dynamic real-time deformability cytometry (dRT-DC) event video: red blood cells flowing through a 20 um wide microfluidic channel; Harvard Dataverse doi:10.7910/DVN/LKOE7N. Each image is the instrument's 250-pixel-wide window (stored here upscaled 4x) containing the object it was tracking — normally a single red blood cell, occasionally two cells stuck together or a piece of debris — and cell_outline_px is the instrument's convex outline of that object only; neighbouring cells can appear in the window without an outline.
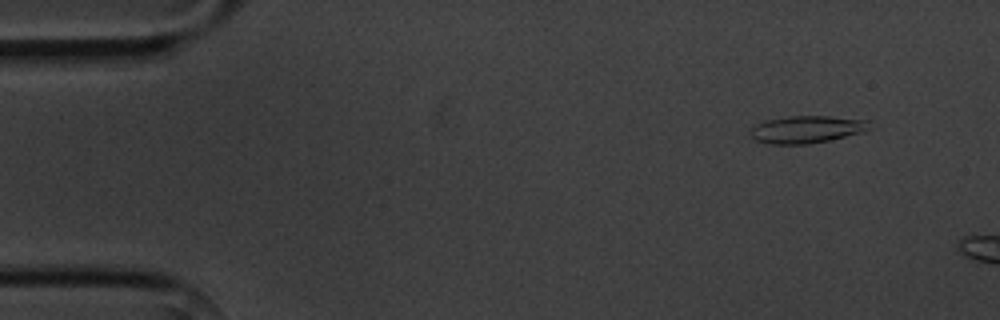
{"species": "common noctule bat (a hibernating species)", "species_latin": "Nyctalus noctula", "temperature_condition": "cold", "stored_images_in_passage": 3, "camera_frame_rate_fps": 3000, "um_per_image_px": 0.085, "animal": {"sex": "male", "body_mass_g": 20.1, "forearm_length_mm": 53.5}, "frame": {"image": 1, "passage_image": 1, "time_ms": 0.0, "image_size_px": [1000, 320], "cell_outline_px": [[872, 128], [864, 132], [828, 140], [808, 144], [768, 144], [752, 140], [748, 132], [756, 124], [764, 120], [788, 116], [828, 116], [872, 120]], "centroid_in_image_um": [68.57, 10.99], "position_along_channel_um": 16.4, "area_um2": 19.42}}